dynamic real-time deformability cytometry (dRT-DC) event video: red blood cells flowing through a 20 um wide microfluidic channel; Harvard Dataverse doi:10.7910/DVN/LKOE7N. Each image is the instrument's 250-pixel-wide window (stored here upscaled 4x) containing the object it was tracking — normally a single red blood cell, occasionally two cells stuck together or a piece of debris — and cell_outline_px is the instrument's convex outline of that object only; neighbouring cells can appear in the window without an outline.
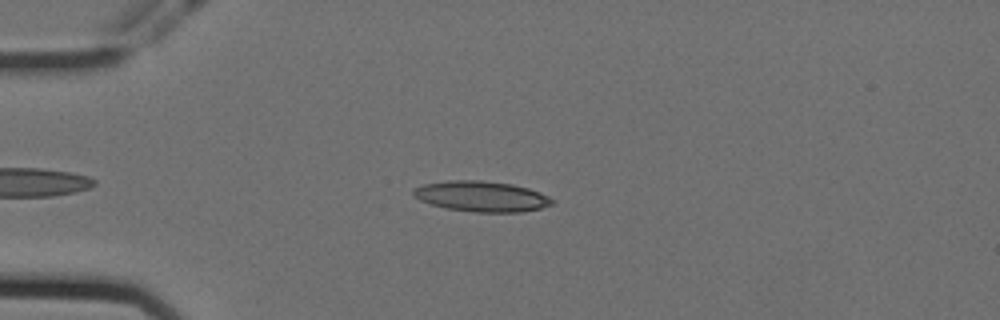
{"species": "Egyptian fruit bat (a non-hibernating species)", "species_latin": "Rousettus aegyptiacus", "temperature_condition": "cold", "stored_images_in_passage": 50, "camera_frame_rate_fps": 3000, "um_per_image_px": 0.085, "animal": {"sex": "female"}, "frame": {"image": 1, "passage_image": 8, "time_ms": 2.333, "image_size_px": [1000, 320], "cell_outline_px": [[556, 200], [552, 204], [540, 208], [520, 212], [472, 212], [444, 208], [420, 200], [412, 192], [412, 188], [424, 184], [448, 180], [480, 180], [512, 184], [528, 188], [540, 192]], "centroid_in_image_um": [40.93, 16.69], "position_along_channel_um": 44.1, "area_um2": 24.74}}
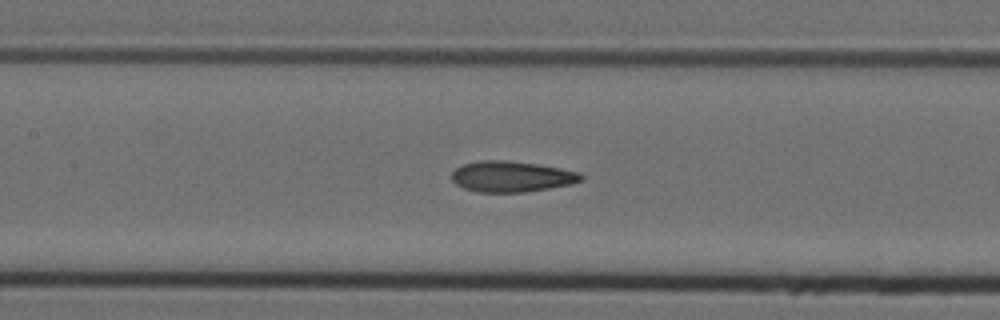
{"frame": {"image": 2, "passage_image": 20, "time_ms": 6.333, "image_size_px": [1000, 320], "cell_outline_px": [[584, 180], [572, 184], [524, 192], [476, 192], [464, 188], [456, 184], [452, 180], [452, 172], [456, 168], [464, 164], [480, 160], [508, 160], [536, 164], [560, 168], [580, 172], [584, 176]], "centroid_in_image_um": [43.5, 15.0], "position_along_channel_um": 163.9, "area_um2": 23.29}}
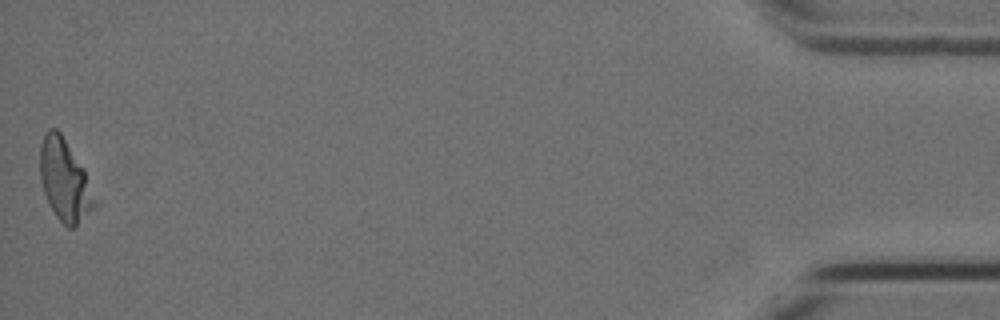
{"frame": {"image": 3, "passage_image": 50, "time_ms": 16.333, "image_size_px": [1000, 320], "cell_outline_px": [[96, 204], [72, 228], [68, 228], [56, 216], [44, 192], [40, 180], [40, 144], [44, 132], [48, 128], [56, 128], [60, 132], [84, 168]], "centroid_in_image_um": [5.45, 15.25], "position_along_channel_um": 429.7, "area_um2": 25.32}, "authors_computed_cell_mechanics": {"area_um2": 22.7443, "velocity_mm_per_s": 3.3645, "shape_relaxation_time_tau1_ms": 8.9481, "shape_relaxation_time_tau2_ms": null, "deformation_change_tau1": null, "deformation_change_tau2": null}}